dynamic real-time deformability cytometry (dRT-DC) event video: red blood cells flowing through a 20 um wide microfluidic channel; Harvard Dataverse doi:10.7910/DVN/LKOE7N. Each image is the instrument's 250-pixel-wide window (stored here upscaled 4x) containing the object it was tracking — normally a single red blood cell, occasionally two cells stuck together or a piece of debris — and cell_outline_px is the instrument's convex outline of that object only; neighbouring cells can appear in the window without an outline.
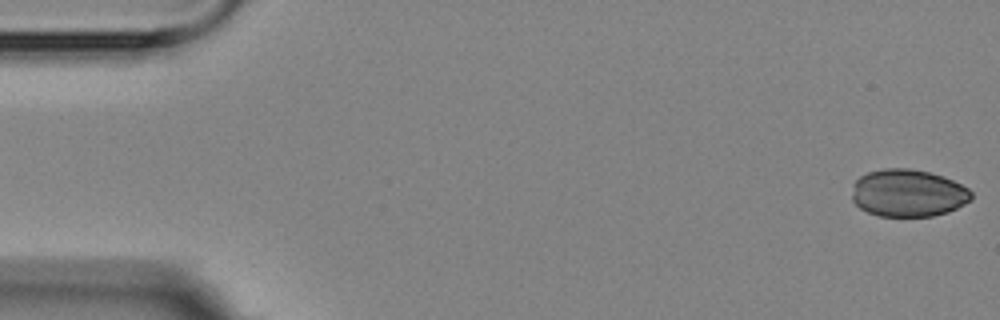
{"species": "Egyptian fruit bat (a non-hibernating species)", "species_latin": "Rousettus aegyptiacus", "temperature_condition": "room temperature", "stored_images_in_passage": 4, "segment_of_instrument_passage": [2, 2], "camera_frame_rate_fps": 3000, "um_per_image_px": 0.085, "animal": {"sex": "female"}, "frame": {"image": 1, "passage_image": 4, "time_ms": 6.0, "image_size_px": [1000, 320], "cell_outline_px": [[972, 200], [948, 212], [932, 216], [880, 216], [868, 212], [860, 208], [852, 200], [852, 184], [860, 176], [868, 172], [884, 168], [912, 168], [944, 176], [968, 188], [972, 192]], "centroid_in_image_um": [77.18, 16.4], "position_along_channel_um": 7.8, "area_um2": 33.18}}